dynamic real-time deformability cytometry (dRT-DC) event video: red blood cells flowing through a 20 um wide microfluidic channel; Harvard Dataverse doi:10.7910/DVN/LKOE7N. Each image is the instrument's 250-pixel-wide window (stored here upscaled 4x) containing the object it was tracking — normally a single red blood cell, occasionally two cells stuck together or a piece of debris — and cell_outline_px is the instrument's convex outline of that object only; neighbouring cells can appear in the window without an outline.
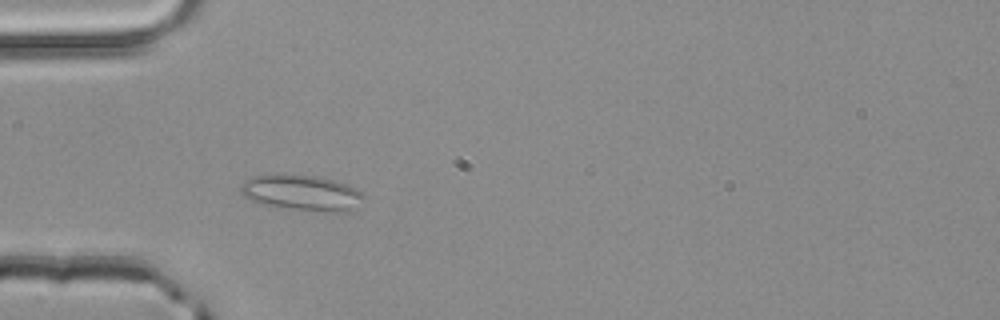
{"species": "common noctule bat (a hibernating species)", "species_latin": "Nyctalus noctula", "temperature_condition": "room temperature", "stored_images_in_passage": 47, "camera_frame_rate_fps": 3000, "um_per_image_px": 0.085, "animal": {"sex": "male", "body_mass_g": 20.4}, "frame": {"image": 1, "passage_image": 11, "time_ms": 3.333, "image_size_px": [1000, 320], "cell_outline_px": [[364, 196], [348, 208], [340, 212], [332, 212], [288, 208], [260, 204], [244, 196], [240, 192], [240, 184], [244, 180], [256, 176], [320, 176], [336, 180], [348, 184], [364, 192]], "centroid_in_image_um": [25.61, 16.38], "position_along_channel_um": 59.4, "area_um2": 24.74}}
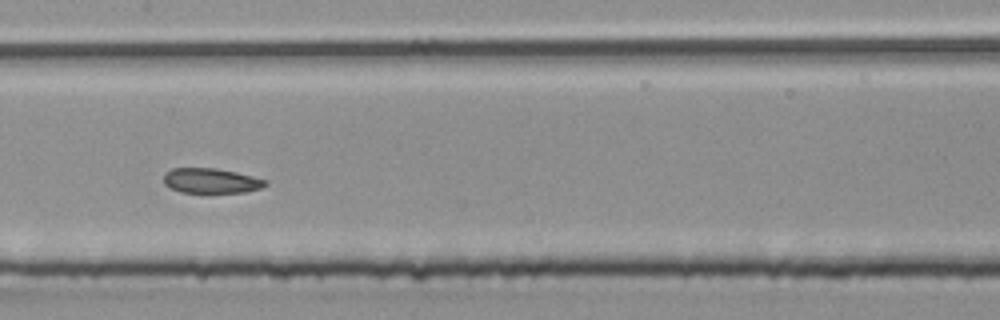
{"frame": {"image": 2, "passage_image": 21, "time_ms": 6.667, "image_size_px": [1000, 320], "cell_outline_px": [[268, 184], [260, 188], [244, 192], [180, 192], [168, 188], [164, 184], [164, 172], [172, 168], [216, 168], [236, 172], [268, 180]], "centroid_in_image_um": [17.91, 15.35], "position_along_channel_um": 189.5, "area_um2": 14.85}}
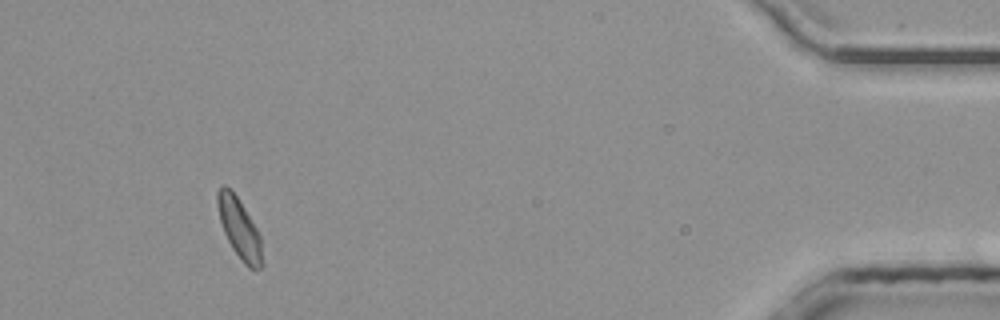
{"frame": {"image": 3, "passage_image": 43, "time_ms": 14.0, "image_size_px": [1000, 320], "cell_outline_px": [[260, 268], [248, 268], [244, 264], [232, 248], [224, 232], [220, 220], [216, 204], [216, 192], [224, 184], [236, 196], [244, 208], [256, 228], [260, 236]], "centroid_in_image_um": [20.29, 19.37], "position_along_channel_um": 414.9, "area_um2": 15.03}, "authors_computed_cell_mechanics": {"area_um2": 15.9528, "velocity_mm_per_s": 4.0319, "shape_relaxation_time_tau1_ms": null, "shape_relaxation_time_tau2_ms": 2.385, "deformation_change_tau1": null, "deformation_change_tau2": 0.0689}}